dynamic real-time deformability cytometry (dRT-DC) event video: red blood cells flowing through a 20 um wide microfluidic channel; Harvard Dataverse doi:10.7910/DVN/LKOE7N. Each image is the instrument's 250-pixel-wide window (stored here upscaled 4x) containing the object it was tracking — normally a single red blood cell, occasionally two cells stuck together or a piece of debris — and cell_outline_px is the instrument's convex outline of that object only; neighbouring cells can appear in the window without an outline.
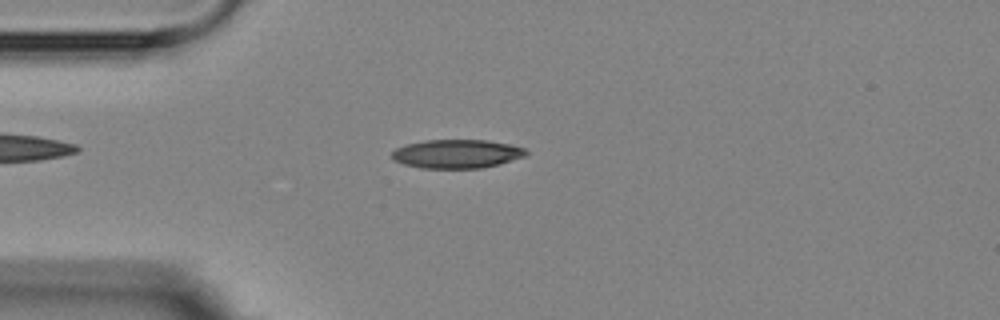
{"species": "Egyptian fruit bat (a non-hibernating species)", "species_latin": "Rousettus aegyptiacus", "temperature_condition": "room temperature", "stored_images_in_passage": 9, "camera_frame_rate_fps": 3000, "um_per_image_px": 0.085, "animal": {"sex": "female"}, "frame": {"image": 1, "passage_image": 3, "time_ms": 2.333, "image_size_px": [1000, 320], "cell_outline_px": [[528, 156], [500, 164], [480, 168], [420, 168], [404, 164], [392, 160], [392, 152], [396, 148], [408, 144], [428, 140], [488, 140], [508, 144], [524, 148], [528, 152]], "centroid_in_image_um": [38.86, 13.08], "position_along_channel_um": 46.1, "area_um2": 22.48}}
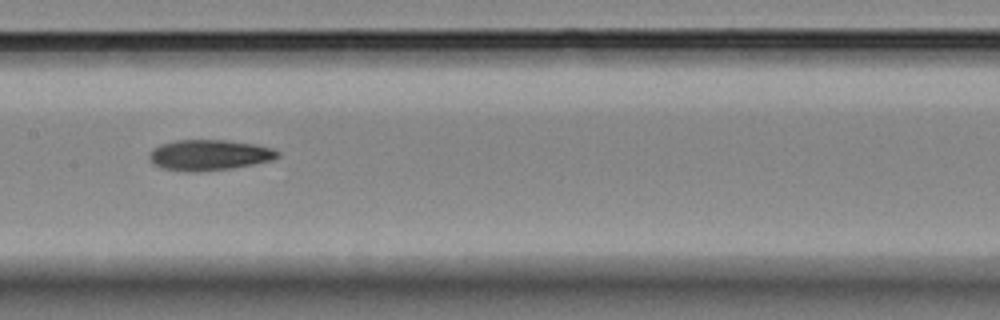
{"frame": {"image": 2, "passage_image": 7, "time_ms": 6.667, "image_size_px": [1000, 320], "cell_outline_px": [[280, 156], [272, 160], [232, 168], [200, 172], [188, 172], [160, 168], [152, 164], [148, 156], [152, 148], [160, 144], [176, 140], [228, 140], [256, 144], [272, 148], [280, 152]], "centroid_in_image_um": [17.75, 13.18], "position_along_channel_um": 189.6, "area_um2": 23.24}}
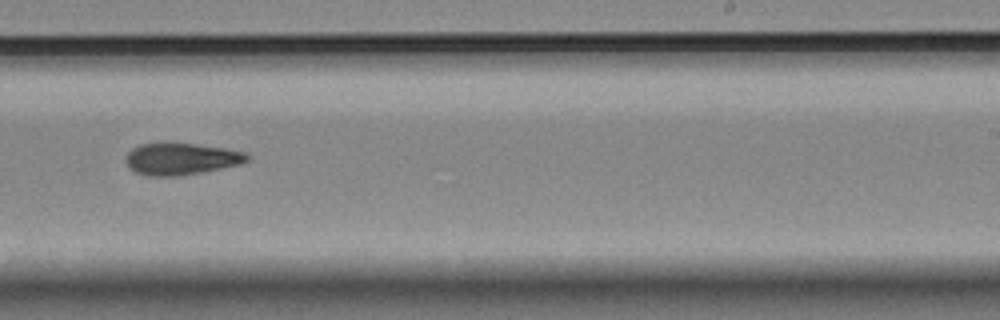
{"frame": {"image": 3, "passage_image": 9, "time_ms": 9.0, "image_size_px": [1000, 320], "cell_outline_px": [[252, 156], [248, 160], [240, 164], [200, 172], [176, 176], [148, 176], [132, 172], [128, 168], [124, 160], [128, 152], [132, 148], [140, 144], [168, 140], [172, 140], [224, 148], [244, 152]], "centroid_in_image_um": [15.31, 13.46], "position_along_channel_um": 273.7, "area_um2": 23.29}}